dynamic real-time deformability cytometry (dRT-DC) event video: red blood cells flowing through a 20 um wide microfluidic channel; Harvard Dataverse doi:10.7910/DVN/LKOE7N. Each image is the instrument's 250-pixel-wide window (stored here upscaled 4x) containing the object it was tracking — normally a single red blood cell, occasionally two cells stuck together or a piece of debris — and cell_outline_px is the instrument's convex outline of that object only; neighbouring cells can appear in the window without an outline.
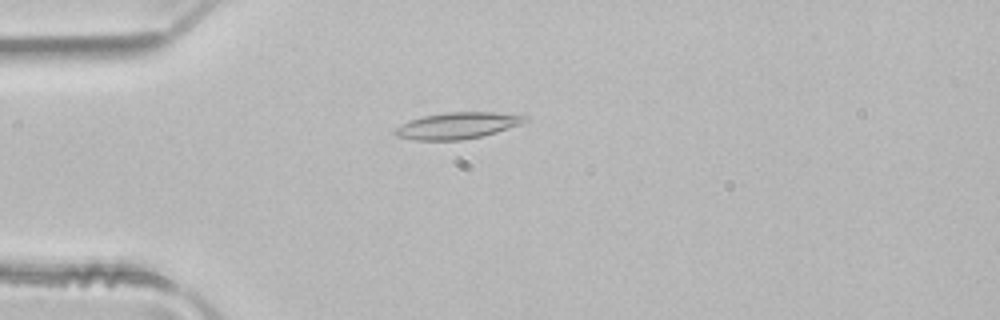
{"species": "common noctule bat (a hibernating species)", "species_latin": "Nyctalus noctula", "temperature_condition": "room temperature", "stored_images_in_passage": 3, "camera_frame_rate_fps": 3000, "um_per_image_px": 0.085, "animal": {"sex": "male", "body_mass_g": 21.5, "forearm_length_mm": 52.0}, "frame": {"image": 1, "passage_image": 3, "time_ms": 0.667, "image_size_px": [1000, 320], "cell_outline_px": [[528, 120], [520, 124], [496, 132], [480, 136], [460, 140], [416, 140], [396, 136], [392, 132], [400, 124], [408, 120], [424, 116], [444, 112], [492, 112], [528, 116]], "centroid_in_image_um": [38.83, 10.67], "position_along_channel_um": 46.2, "area_um2": 19.94}}